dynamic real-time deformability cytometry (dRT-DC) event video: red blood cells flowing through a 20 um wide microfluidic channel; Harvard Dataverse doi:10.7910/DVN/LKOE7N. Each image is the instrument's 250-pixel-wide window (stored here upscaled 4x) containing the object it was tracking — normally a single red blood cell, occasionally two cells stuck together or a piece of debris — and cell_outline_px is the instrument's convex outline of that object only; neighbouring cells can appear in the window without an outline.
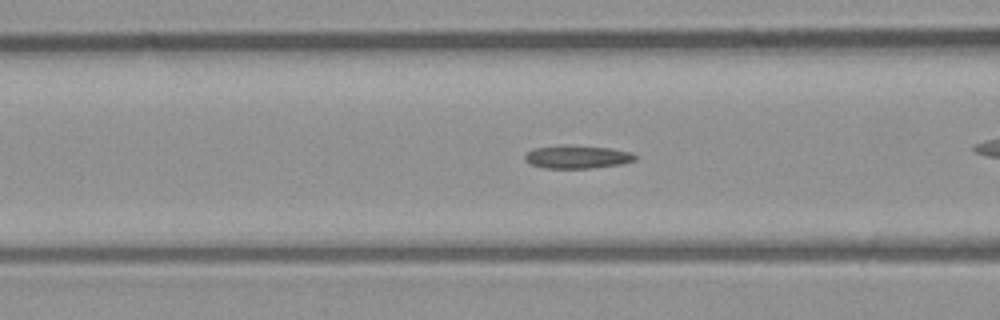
{"species": "common noctule bat (a hibernating species)", "species_latin": "Nyctalus noctula", "temperature_condition": "room temperature", "stored_images_in_passage": 52, "camera_frame_rate_fps": 3000, "um_per_image_px": 0.085, "animal": {"sex": "male", "body_mass_g": 23.1, "forearm_length_mm": 52.7}, "frame": {"image": 1, "passage_image": 20, "time_ms": 6.333, "image_size_px": [1000, 320], "cell_outline_px": [[636, 160], [620, 164], [592, 168], [544, 168], [532, 164], [524, 160], [524, 156], [532, 148], [560, 144], [564, 144], [612, 148], [632, 152], [636, 156]], "centroid_in_image_um": [49.05, 13.31], "position_along_channel_um": 117.6, "area_um2": 15.09}}
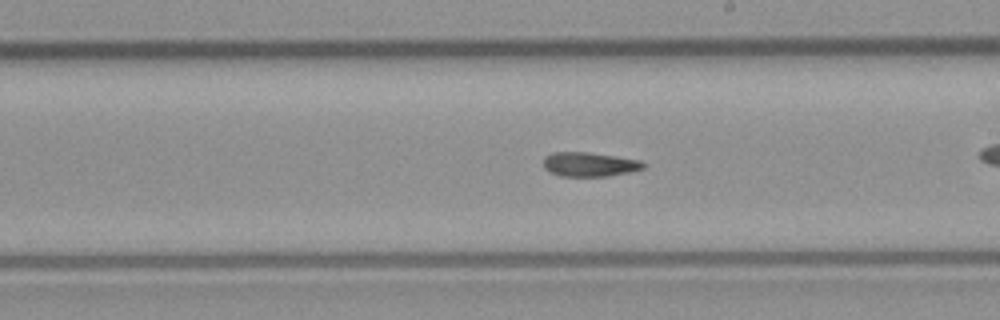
{"frame": {"image": 2, "passage_image": 29, "time_ms": 9.333, "image_size_px": [1000, 320], "cell_outline_px": [[644, 168], [628, 172], [608, 176], [560, 176], [544, 168], [544, 156], [552, 152], [588, 152], [616, 156], [640, 160], [644, 164]], "centroid_in_image_um": [50.08, 13.96], "position_along_channel_um": 238.9, "area_um2": 14.05}}
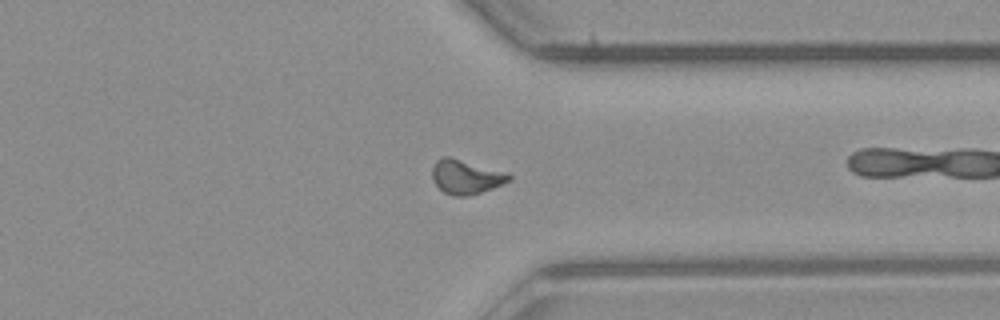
{"frame": {"image": 3, "passage_image": 39, "time_ms": 12.667, "image_size_px": [1000, 320], "cell_outline_px": [[512, 180], [492, 188], [468, 196], [452, 196], [444, 192], [432, 180], [432, 168], [436, 160], [444, 156], [448, 156], [508, 172], [512, 176]], "centroid_in_image_um": [39.61, 15.03], "position_along_channel_um": 371.8, "area_um2": 15.37}, "authors_computed_cell_mechanics": {"area_um2": 14.6234, "velocity_mm_per_s": 4.037, "shape_relaxation_time_tau1_ms": null, "shape_relaxation_time_tau2_ms": 7.787, "deformation_change_tau1": null, "deformation_change_tau2": 0.1468}}